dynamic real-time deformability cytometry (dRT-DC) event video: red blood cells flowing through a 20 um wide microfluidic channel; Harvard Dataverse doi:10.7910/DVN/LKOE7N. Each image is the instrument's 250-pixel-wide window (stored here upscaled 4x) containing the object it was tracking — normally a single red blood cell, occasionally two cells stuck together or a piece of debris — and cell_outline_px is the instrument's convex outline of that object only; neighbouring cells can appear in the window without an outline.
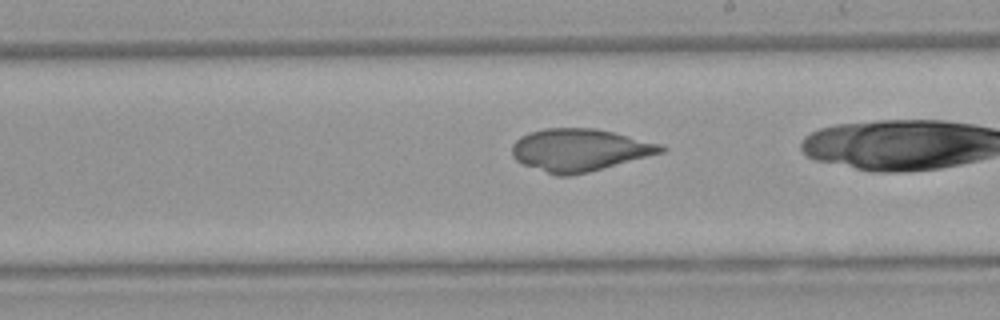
{"species": "Egyptian fruit bat (a non-hibernating species)", "species_latin": "Rousettus aegyptiacus", "temperature_condition": "warm", "stored_images_in_passage": 36, "camera_frame_rate_fps": 3000, "um_per_image_px": 0.085, "animal": {"sex": "female"}, "frame": {"image": 1, "passage_image": 26, "time_ms": 8.333, "image_size_px": [1000, 320], "cell_outline_px": [[668, 148], [664, 152], [588, 172], [568, 176], [556, 176], [524, 164], [516, 160], [512, 156], [512, 144], [520, 136], [528, 132], [544, 128], [596, 128], [660, 144]], "centroid_in_image_um": [49.23, 12.74], "position_along_channel_um": 239.8, "area_um2": 36.65}}